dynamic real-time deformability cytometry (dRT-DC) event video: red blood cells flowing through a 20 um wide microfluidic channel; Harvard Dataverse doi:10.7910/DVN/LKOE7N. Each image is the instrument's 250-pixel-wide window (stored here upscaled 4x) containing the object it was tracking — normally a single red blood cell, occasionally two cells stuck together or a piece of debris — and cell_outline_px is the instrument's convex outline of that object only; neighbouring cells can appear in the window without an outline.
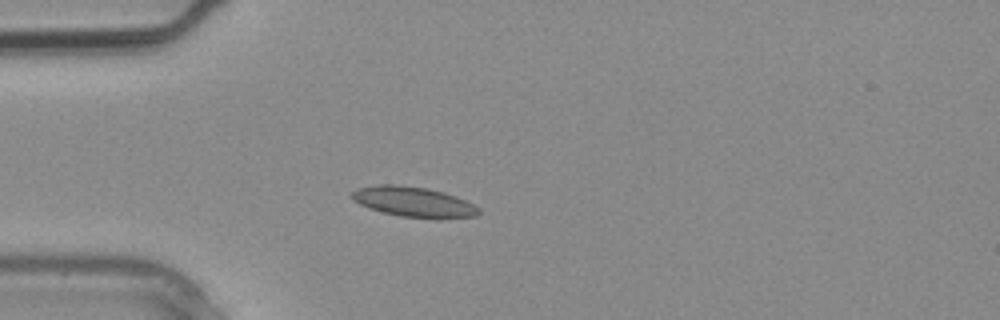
{"species": "common noctule bat (a hibernating species)", "species_latin": "Nyctalus noctula", "temperature_condition": "warm", "stored_images_in_passage": 3, "camera_frame_rate_fps": 3000, "um_per_image_px": 0.085, "animal": {"sex": "male", "body_mass_g": 20.4}, "frame": {"image": 1, "passage_image": 3, "time_ms": 0.667, "image_size_px": [1000, 320], "cell_outline_px": [[480, 212], [476, 216], [436, 220], [400, 216], [384, 212], [360, 204], [352, 200], [348, 196], [356, 188], [380, 184], [396, 184], [428, 188], [444, 192], [456, 196], [480, 208]], "centroid_in_image_um": [35.17, 17.17], "position_along_channel_um": 49.8, "area_um2": 22.66}}